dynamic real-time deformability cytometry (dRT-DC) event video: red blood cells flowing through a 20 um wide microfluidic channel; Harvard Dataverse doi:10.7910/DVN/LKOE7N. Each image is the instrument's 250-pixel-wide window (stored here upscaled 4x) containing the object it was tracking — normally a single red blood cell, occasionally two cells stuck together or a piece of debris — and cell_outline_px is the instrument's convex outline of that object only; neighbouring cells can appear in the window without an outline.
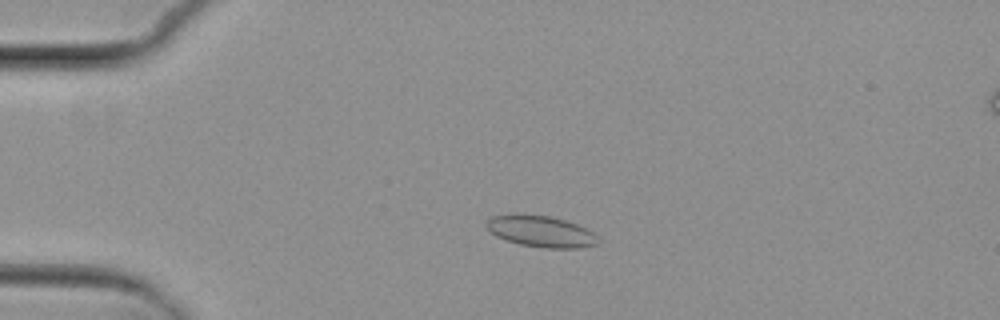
{"species": "common noctule bat (a hibernating species)", "species_latin": "Nyctalus noctula", "temperature_condition": "cold", "stored_images_in_passage": 3, "camera_frame_rate_fps": 3000, "um_per_image_px": 0.085, "animal": {"sex": "female", "body_mass_g": 29.2, "forearm_length_mm": 56.3}, "frame": {"image": 1, "passage_image": 3, "time_ms": 2.333, "image_size_px": [1000, 320], "cell_outline_px": [[600, 240], [596, 244], [580, 248], [544, 248], [520, 244], [496, 236], [484, 224], [492, 216], [512, 212], [516, 212], [548, 216], [564, 220], [588, 228]], "centroid_in_image_um": [45.95, 19.64], "position_along_channel_um": 39.0, "area_um2": 20.58}}